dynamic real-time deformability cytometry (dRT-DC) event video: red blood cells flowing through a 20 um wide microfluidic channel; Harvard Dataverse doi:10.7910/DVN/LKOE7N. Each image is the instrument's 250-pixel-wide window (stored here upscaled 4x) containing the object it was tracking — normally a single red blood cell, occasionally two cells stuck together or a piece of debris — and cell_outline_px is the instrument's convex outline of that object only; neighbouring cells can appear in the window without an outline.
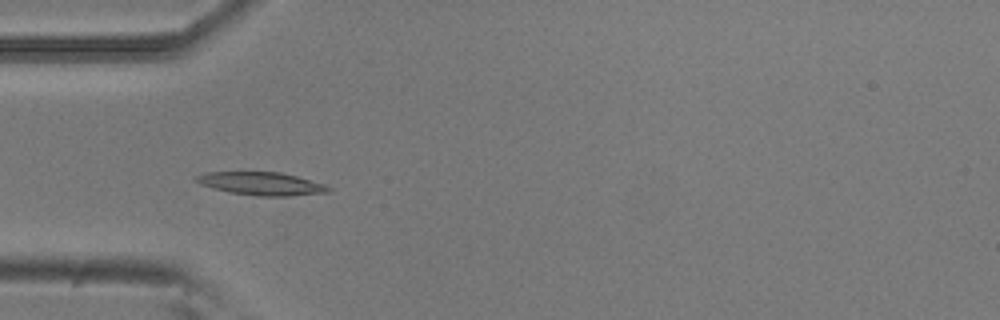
{"species": "common noctule bat (a hibernating species)", "species_latin": "Nyctalus noctula", "temperature_condition": "room temperature", "stored_images_in_passage": 5, "camera_frame_rate_fps": 3000, "um_per_image_px": 0.085, "animal": {"sex": "male", "body_mass_g": 20.5, "forearm_length_mm": 52.5}, "frame": {"image": 1, "passage_image": 2, "time_ms": 0.333, "image_size_px": [1000, 320], "cell_outline_px": [[332, 188], [328, 192], [288, 196], [256, 196], [228, 192], [212, 188], [200, 184], [192, 180], [196, 176], [204, 172], [280, 172], [296, 176], [324, 184]], "centroid_in_image_um": [22.16, 15.61], "position_along_channel_um": 62.8, "area_um2": 17.8}}
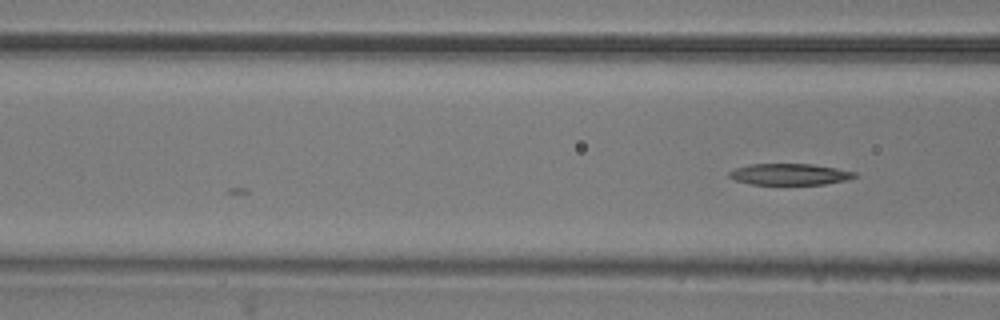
{"frame": {"image": 2, "passage_image": 5, "time_ms": 1.333, "image_size_px": [1000, 320], "cell_outline_px": [[856, 176], [848, 180], [824, 184], [752, 184], [736, 180], [728, 176], [728, 172], [736, 168], [748, 164], [812, 164], [836, 168], [856, 172]], "centroid_in_image_um": [67.13, 14.81], "position_along_channel_um": 99.5, "area_um2": 15.49}}